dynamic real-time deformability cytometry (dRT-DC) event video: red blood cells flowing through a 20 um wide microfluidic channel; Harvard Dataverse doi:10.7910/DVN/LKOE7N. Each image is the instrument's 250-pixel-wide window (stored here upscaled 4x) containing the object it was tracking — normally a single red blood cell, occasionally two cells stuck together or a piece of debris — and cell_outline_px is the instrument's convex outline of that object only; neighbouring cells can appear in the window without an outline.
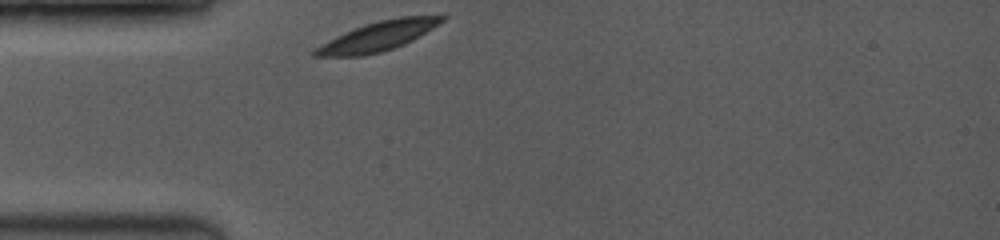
{"species": "common noctule bat (a hibernating species)", "species_latin": "Nyctalus noctula", "temperature_condition": "room temperature", "stored_images_in_passage": 19, "segment_of_instrument_passage": [1, 2], "camera_frame_rate_fps": 3500, "um_per_image_px": 0.085, "animal": {"sex": "female", "body_mass_g": 19.0, "forearm_length_mm": 53.3}, "frame": {"image": 1, "passage_image": 1, "time_ms": 0.0, "image_size_px": [1000, 240], "cell_outline_px": [[448, 16], [444, 20], [432, 28], [412, 40], [404, 44], [380, 52], [364, 56], [312, 56], [312, 48], [344, 32], [364, 24], [380, 20], [400, 16], [444, 12]], "centroid_in_image_um": [32.2, 3.03], "position_along_channel_um": 52.8, "area_um2": 22.25}}
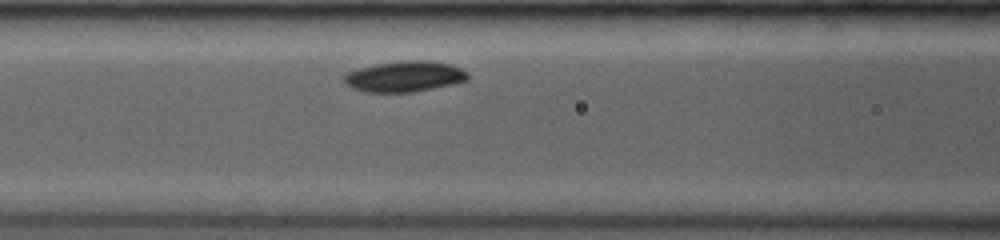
{"frame": {"image": 2, "passage_image": 8, "time_ms": 2.286, "image_size_px": [1000, 240], "cell_outline_px": [[468, 80], [452, 84], [412, 92], [364, 92], [352, 88], [344, 80], [344, 72], [376, 64], [404, 60], [432, 60], [448, 64], [460, 68], [468, 76]], "centroid_in_image_um": [34.35, 6.49], "position_along_channel_um": 132.2, "area_um2": 22.02}}
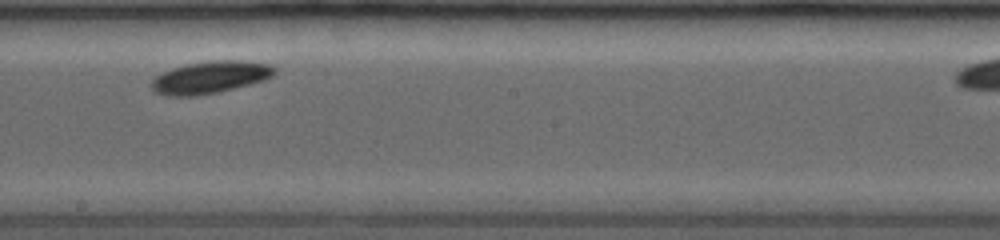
{"frame": {"image": 3, "passage_image": 15, "time_ms": 4.857, "image_size_px": [1000, 240], "cell_outline_px": [[276, 72], [272, 76], [264, 80], [216, 92], [192, 96], [164, 96], [152, 92], [148, 84], [160, 72], [184, 64], [212, 60], [236, 60], [276, 64]], "centroid_in_image_um": [17.81, 6.56], "position_along_channel_um": 230.4, "area_um2": 23.47}}